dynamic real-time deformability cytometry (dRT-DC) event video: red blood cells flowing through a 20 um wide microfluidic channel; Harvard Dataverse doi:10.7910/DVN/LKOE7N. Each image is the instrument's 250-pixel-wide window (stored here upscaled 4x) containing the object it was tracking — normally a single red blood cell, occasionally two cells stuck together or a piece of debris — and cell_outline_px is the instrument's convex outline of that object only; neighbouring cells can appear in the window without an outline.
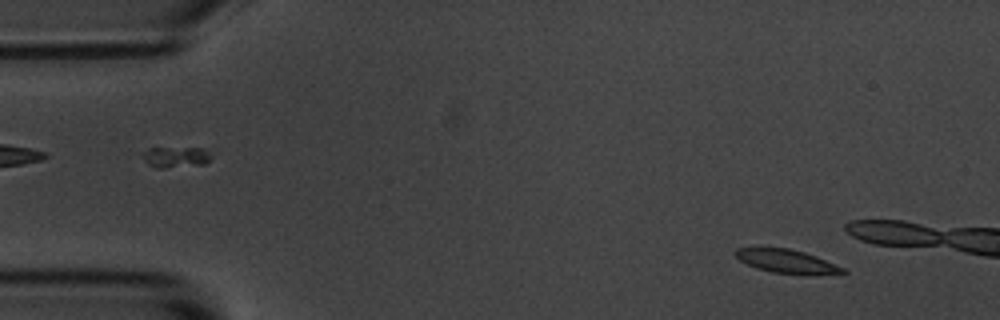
{"species": "common noctule bat (a hibernating species)", "species_latin": "Nyctalus noctula", "temperature_condition": "room temperature", "stored_images_in_passage": 11, "camera_frame_rate_fps": 3000, "um_per_image_px": 0.085, "animal": {"sex": "male", "body_mass_g": 20.1, "forearm_length_mm": 53.5}, "frame": {"image": 1, "passage_image": 2, "time_ms": 0.333, "image_size_px": [1000, 320], "cell_outline_px": [[848, 272], [772, 272], [756, 268], [740, 260], [732, 252], [736, 248], [788, 248], [804, 252], [816, 256], [844, 268]], "centroid_in_image_um": [66.74, 22.15], "position_along_channel_um": 18.3, "area_um2": 13.76}}